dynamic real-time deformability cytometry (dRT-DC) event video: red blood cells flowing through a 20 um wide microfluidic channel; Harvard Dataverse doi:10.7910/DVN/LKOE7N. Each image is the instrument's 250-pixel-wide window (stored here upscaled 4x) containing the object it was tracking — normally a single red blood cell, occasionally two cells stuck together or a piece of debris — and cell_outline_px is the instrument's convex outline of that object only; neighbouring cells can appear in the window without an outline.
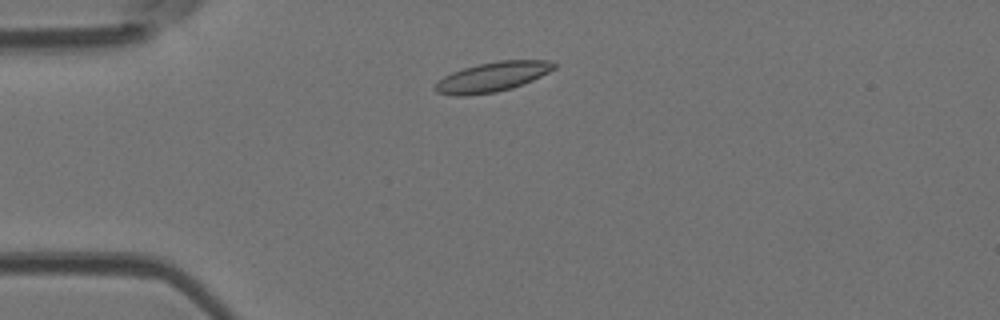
{"species": "Egyptian fruit bat (a non-hibernating species)", "species_latin": "Rousettus aegyptiacus", "temperature_condition": "room temperature", "stored_images_in_passage": 4, "camera_frame_rate_fps": 3000, "um_per_image_px": 0.085, "animal": {"sex": "female"}, "frame": {"image": 1, "passage_image": 1, "time_ms": 0.0, "image_size_px": [1000, 320], "cell_outline_px": [[556, 68], [524, 84], [512, 88], [496, 92], [464, 96], [456, 96], [436, 92], [432, 88], [444, 76], [452, 72], [464, 68], [480, 64], [500, 60], [548, 60], [556, 64]], "centroid_in_image_um": [41.85, 6.54], "position_along_channel_um": 43.2, "area_um2": 20.46}}
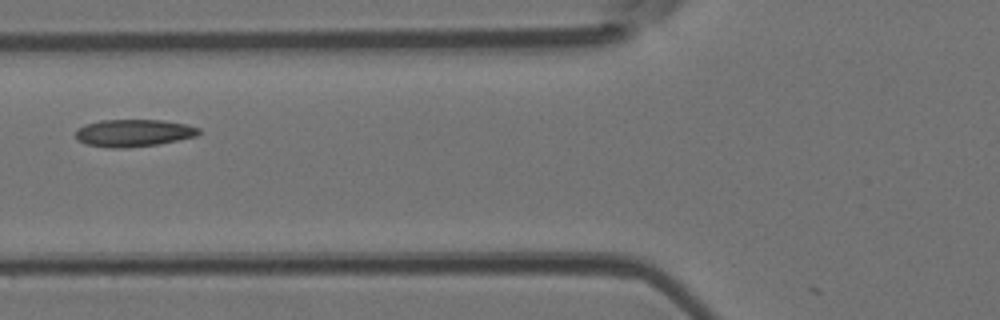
{"frame": {"image": 2, "passage_image": 3, "time_ms": 0.667, "image_size_px": [1000, 320], "cell_outline_px": [[200, 132], [196, 136], [160, 144], [124, 148], [108, 148], [84, 144], [76, 140], [76, 128], [84, 124], [100, 120], [164, 120], [184, 124], [200, 128]], "centroid_in_image_um": [11.3, 11.31], "position_along_channel_um": 114.5, "area_um2": 19.83}}
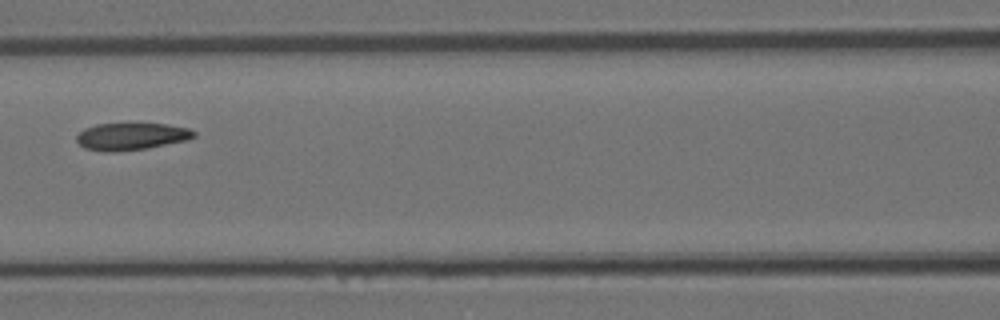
{"frame": {"image": 3, "passage_image": 4, "time_ms": 1.0, "image_size_px": [1000, 320], "cell_outline_px": [[196, 136], [188, 140], [148, 148], [112, 152], [104, 152], [84, 148], [76, 140], [76, 136], [84, 128], [96, 124], [164, 124], [188, 128], [196, 132]], "centroid_in_image_um": [11.16, 11.6], "position_along_channel_um": 155.4, "area_um2": 18.55}}